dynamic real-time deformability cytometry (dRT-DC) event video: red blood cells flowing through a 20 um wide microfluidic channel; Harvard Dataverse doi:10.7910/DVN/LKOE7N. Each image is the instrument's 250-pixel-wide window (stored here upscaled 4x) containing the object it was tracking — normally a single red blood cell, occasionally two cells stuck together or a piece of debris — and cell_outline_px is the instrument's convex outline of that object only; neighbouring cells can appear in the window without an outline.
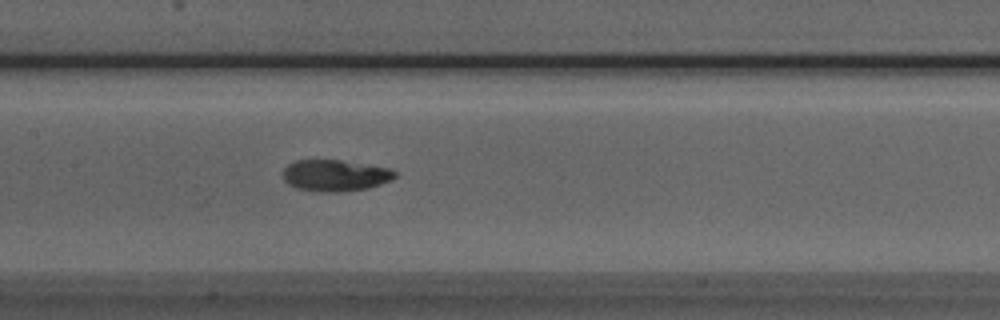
{"species": "Egyptian fruit bat (a non-hibernating species)", "species_latin": "Rousettus aegyptiacus", "temperature_condition": "room temperature", "stored_images_in_passage": 51, "camera_frame_rate_fps": 3000, "um_per_image_px": 0.085, "animal": {"sex": "male"}, "frame": {"image": 1, "passage_image": 24, "time_ms": 7.667, "image_size_px": [1000, 320], "cell_outline_px": [[396, 176], [392, 180], [368, 188], [336, 192], [320, 192], [296, 188], [288, 184], [284, 180], [284, 168], [288, 164], [296, 160], [340, 160], [392, 168], [396, 172]], "centroid_in_image_um": [28.5, 14.91], "position_along_channel_um": 178.9, "area_um2": 20.58}}
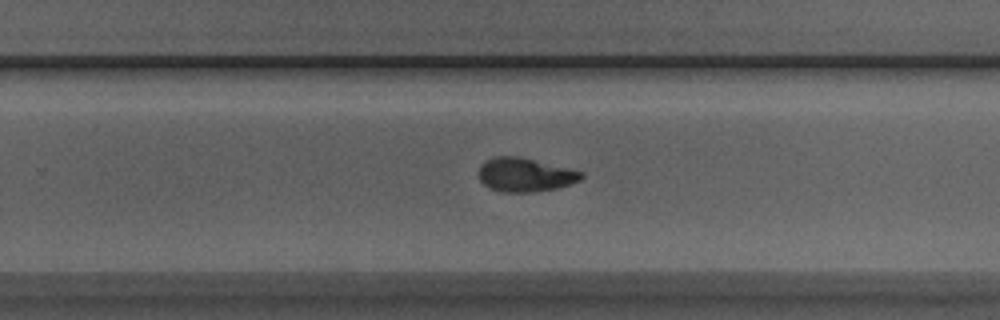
{"frame": {"image": 2, "passage_image": 32, "time_ms": 10.333, "image_size_px": [1000, 320], "cell_outline_px": [[584, 176], [580, 180], [560, 188], [532, 192], [504, 192], [488, 188], [480, 180], [480, 164], [484, 160], [496, 156], [516, 156], [568, 168], [584, 172]], "centroid_in_image_um": [44.63, 14.86], "position_along_channel_um": 285.2, "area_um2": 20.17}}
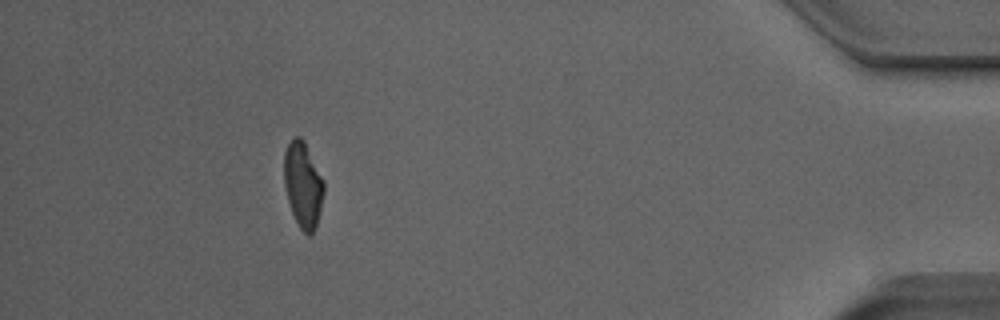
{"frame": {"image": 3, "passage_image": 46, "time_ms": 15.0, "image_size_px": [1000, 320], "cell_outline_px": [[324, 192], [320, 212], [316, 228], [308, 236], [300, 228], [292, 212], [288, 200], [284, 184], [284, 152], [288, 144], [296, 136], [300, 136], [304, 140], [324, 180]], "centroid_in_image_um": [25.76, 15.7], "position_along_channel_um": 409.4, "area_um2": 19.83}}